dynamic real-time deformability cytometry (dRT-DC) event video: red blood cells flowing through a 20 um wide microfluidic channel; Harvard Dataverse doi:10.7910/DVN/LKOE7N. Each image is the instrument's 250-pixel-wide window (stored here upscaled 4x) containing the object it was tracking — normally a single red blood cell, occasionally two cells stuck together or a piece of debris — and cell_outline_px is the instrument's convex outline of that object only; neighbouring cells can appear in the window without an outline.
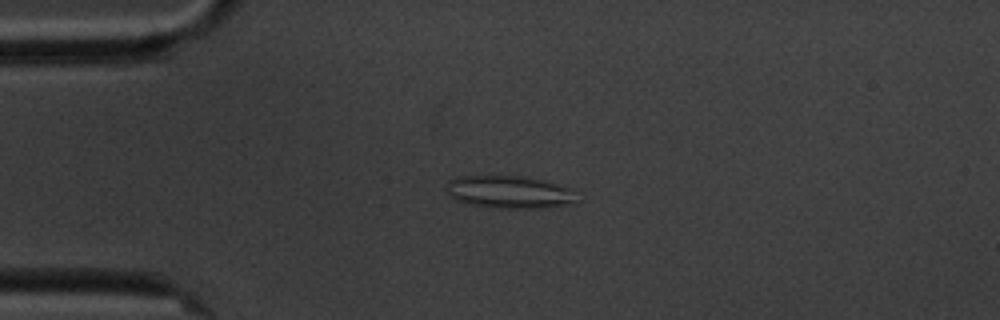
{"species": "common noctule bat (a hibernating species)", "species_latin": "Nyctalus noctula", "temperature_condition": "cold", "stored_images_in_passage": 4, "camera_frame_rate_fps": 3000, "um_per_image_px": 0.085, "animal": {"sex": "male", "body_mass_g": 20.1, "forearm_length_mm": 53.5}, "frame": {"image": 1, "passage_image": 2, "time_ms": 2.0, "image_size_px": [1000, 320], "cell_outline_px": [[576, 204], [544, 208], [504, 208], [468, 204], [456, 200], [448, 196], [448, 180], [456, 176], [520, 176], [544, 180], [568, 188]], "centroid_in_image_um": [43.24, 16.33], "position_along_channel_um": 41.8, "area_um2": 24.51}}
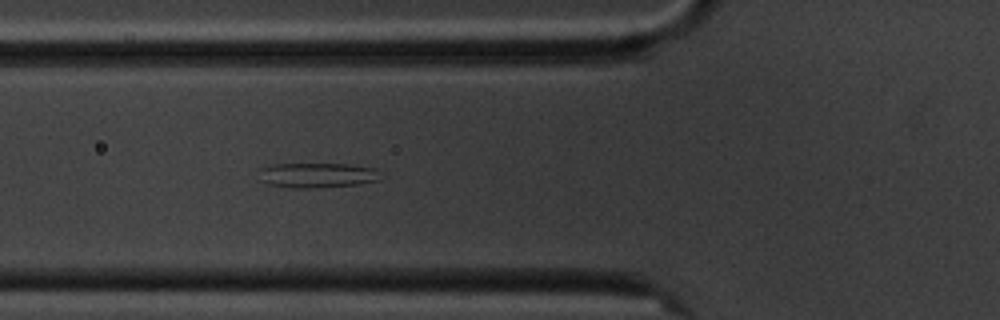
{"frame": {"image": 2, "passage_image": 4, "time_ms": 4.333, "image_size_px": [1000, 320], "cell_outline_px": [[380, 180], [356, 184], [308, 188], [288, 188], [268, 184], [260, 180], [260, 168], [272, 164], [348, 164], [376, 168]], "centroid_in_image_um": [26.92, 14.89], "position_along_channel_um": 98.9, "area_um2": 17.57}}